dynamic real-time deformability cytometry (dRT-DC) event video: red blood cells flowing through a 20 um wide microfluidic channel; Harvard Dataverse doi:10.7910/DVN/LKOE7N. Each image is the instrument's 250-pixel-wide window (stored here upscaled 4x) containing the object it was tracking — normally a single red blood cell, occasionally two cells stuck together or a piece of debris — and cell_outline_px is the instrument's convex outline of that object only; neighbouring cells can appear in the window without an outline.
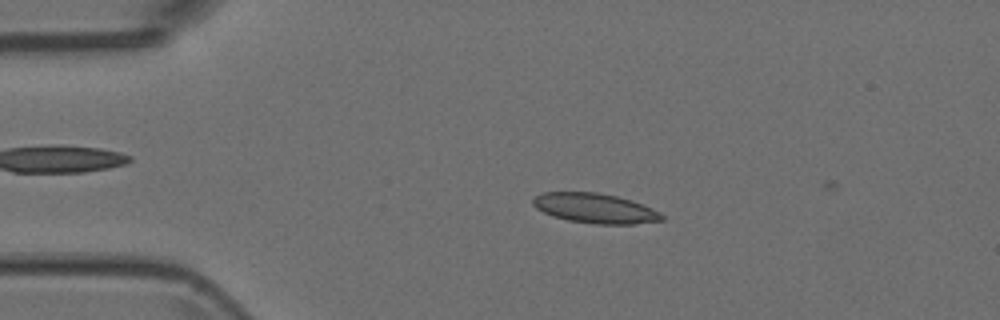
{"species": "Egyptian fruit bat (a non-hibernating species)", "species_latin": "Rousettus aegyptiacus", "temperature_condition": "room temperature", "stored_images_in_passage": 4, "camera_frame_rate_fps": 3000, "um_per_image_px": 0.085, "animal": {"sex": "female"}, "frame": {"image": 1, "passage_image": 3, "time_ms": 0.667, "image_size_px": [1000, 320], "cell_outline_px": [[664, 220], [636, 224], [596, 224], [568, 220], [552, 216], [536, 208], [532, 204], [532, 200], [536, 196], [544, 192], [596, 192], [616, 196], [632, 200], [652, 208], [664, 216]], "centroid_in_image_um": [50.58, 17.7], "position_along_channel_um": 34.4, "area_um2": 22.37}}